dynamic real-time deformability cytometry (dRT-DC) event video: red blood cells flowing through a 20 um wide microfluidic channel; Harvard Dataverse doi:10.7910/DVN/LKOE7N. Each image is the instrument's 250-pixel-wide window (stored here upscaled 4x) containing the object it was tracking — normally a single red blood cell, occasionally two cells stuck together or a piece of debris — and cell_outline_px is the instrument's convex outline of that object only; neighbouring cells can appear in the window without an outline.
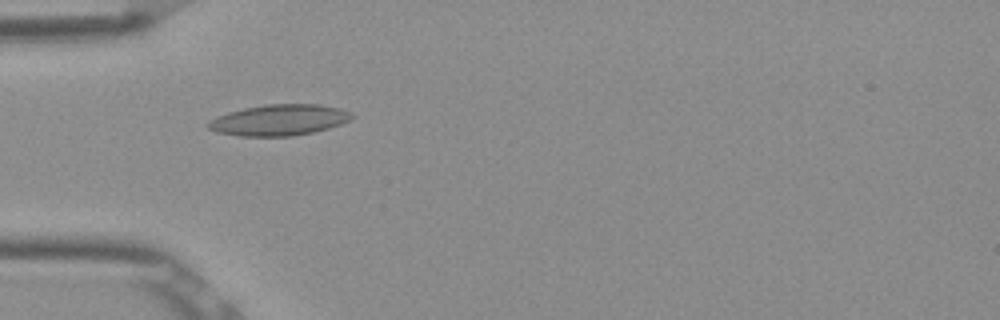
{"species": "Egyptian fruit bat (a non-hibernating species)", "species_latin": "Rousettus aegyptiacus", "temperature_condition": "room temperature", "stored_images_in_passage": 7, "camera_frame_rate_fps": 3000, "um_per_image_px": 0.085, "frame": {"image": 1, "passage_image": 2, "time_ms": 0.333, "image_size_px": [1000, 320], "cell_outline_px": [[356, 116], [340, 124], [328, 128], [312, 132], [292, 136], [240, 136], [216, 132], [208, 128], [204, 124], [208, 120], [216, 116], [228, 112], [244, 108], [264, 104], [320, 104], [340, 108], [352, 112]], "centroid_in_image_um": [23.69, 10.19], "position_along_channel_um": 61.3, "area_um2": 26.18}}
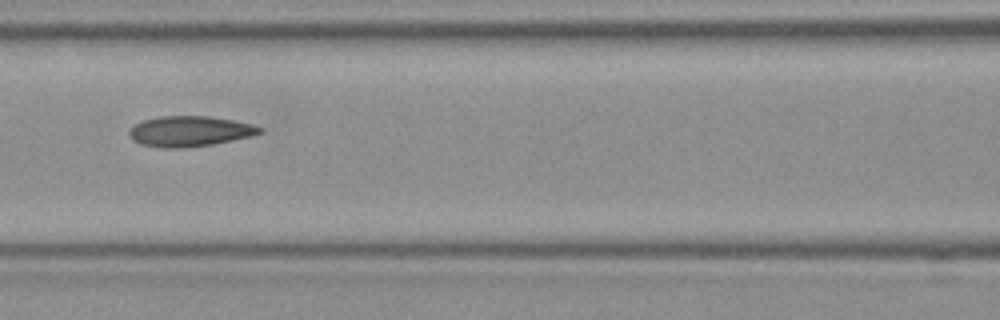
{"frame": {"image": 2, "passage_image": 4, "time_ms": 1.0, "image_size_px": [1000, 320], "cell_outline_px": [[264, 132], [252, 136], [212, 144], [184, 148], [164, 148], [140, 144], [132, 140], [128, 136], [128, 132], [136, 124], [144, 120], [160, 116], [208, 116], [232, 120], [252, 124], [264, 128]], "centroid_in_image_um": [16.14, 11.16], "position_along_channel_um": 150.5, "area_um2": 23.18}}
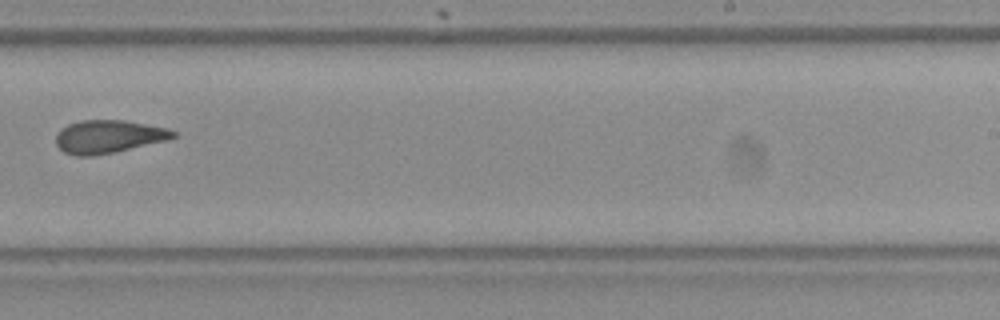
{"frame": {"image": 3, "passage_image": 7, "time_ms": 2.0, "image_size_px": [1000, 320], "cell_outline_px": [[180, 136], [168, 140], [116, 152], [92, 156], [76, 156], [64, 152], [56, 144], [56, 136], [60, 128], [68, 124], [80, 120], [124, 120], [164, 128], [176, 132]], "centroid_in_image_um": [9.21, 11.62], "position_along_channel_um": 279.8, "area_um2": 22.66}}